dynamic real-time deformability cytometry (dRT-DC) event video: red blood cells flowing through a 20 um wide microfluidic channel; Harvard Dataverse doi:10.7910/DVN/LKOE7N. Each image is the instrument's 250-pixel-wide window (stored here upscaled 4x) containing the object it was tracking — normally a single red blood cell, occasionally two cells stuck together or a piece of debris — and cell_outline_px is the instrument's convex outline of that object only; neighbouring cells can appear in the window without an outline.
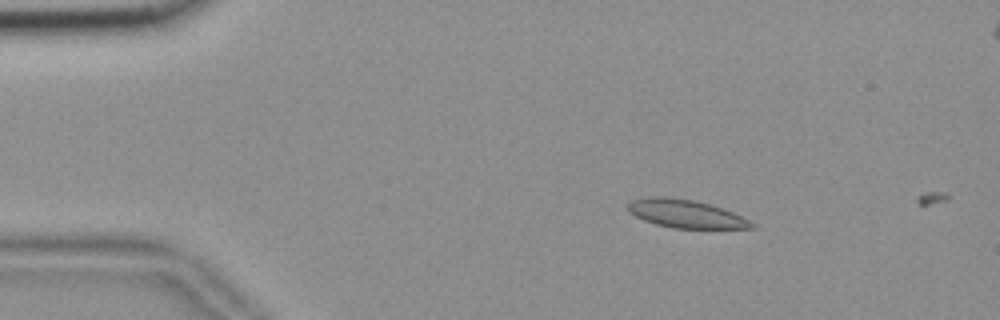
{"species": "common noctule bat (a hibernating species)", "species_latin": "Nyctalus noctula", "temperature_condition": "room temperature", "stored_images_in_passage": 10, "camera_frame_rate_fps": 3000, "um_per_image_px": 0.085, "animal": {"sex": "female", "body_mass_g": 18.4}, "frame": {"image": 1, "passage_image": 9, "time_ms": 2.667, "image_size_px": [1000, 320], "cell_outline_px": [[756, 228], [672, 228], [656, 224], [644, 220], [628, 212], [624, 208], [632, 200], [656, 196], [668, 196], [692, 200], [708, 204], [732, 212], [756, 224]], "centroid_in_image_um": [58.24, 18.17], "position_along_channel_um": 26.8, "area_um2": 20.11}}